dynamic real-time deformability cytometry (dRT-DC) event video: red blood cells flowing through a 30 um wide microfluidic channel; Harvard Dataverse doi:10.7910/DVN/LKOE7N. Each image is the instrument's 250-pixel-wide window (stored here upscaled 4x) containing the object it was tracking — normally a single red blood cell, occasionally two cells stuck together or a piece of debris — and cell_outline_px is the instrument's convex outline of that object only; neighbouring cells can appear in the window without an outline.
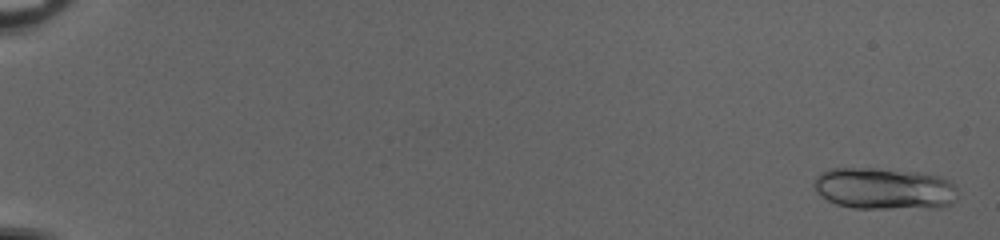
{"species": "common noctule bat (a hibernating species)", "species_latin": "Nyctalus noctula", "temperature_condition": "cold", "stored_images_in_passage": 52, "camera_frame_rate_fps": 3000, "um_per_image_px": 0.085, "animal": {"sex": "female", "body_mass_g": 20.0, "forearm_length_mm": 54.0}, "frame": {"image": 1, "passage_image": 2, "time_ms": 0.333, "image_size_px": [1000, 240], "cell_outline_px": [[956, 200], [948, 204], [936, 208], [852, 208], [836, 204], [820, 196], [816, 192], [812, 184], [816, 176], [820, 172], [832, 168], [876, 168], [916, 172], [940, 176], [952, 180], [956, 184]], "centroid_in_image_um": [75.14, 16.02], "position_along_channel_um": 9.9, "area_um2": 35.37}}
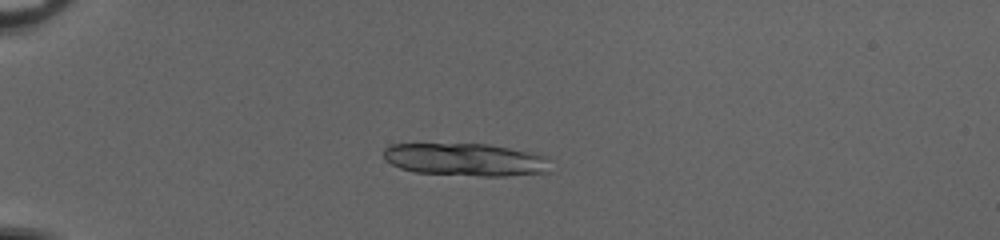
{"frame": {"image": 2, "passage_image": 16, "time_ms": 5.0, "image_size_px": [1000, 240], "cell_outline_px": [[552, 172], [504, 176], [480, 176], [416, 172], [400, 168], [384, 160], [384, 148], [388, 144], [488, 144], [536, 152], [548, 156]], "centroid_in_image_um": [39.65, 13.56], "position_along_channel_um": 45.3, "area_um2": 32.25}}